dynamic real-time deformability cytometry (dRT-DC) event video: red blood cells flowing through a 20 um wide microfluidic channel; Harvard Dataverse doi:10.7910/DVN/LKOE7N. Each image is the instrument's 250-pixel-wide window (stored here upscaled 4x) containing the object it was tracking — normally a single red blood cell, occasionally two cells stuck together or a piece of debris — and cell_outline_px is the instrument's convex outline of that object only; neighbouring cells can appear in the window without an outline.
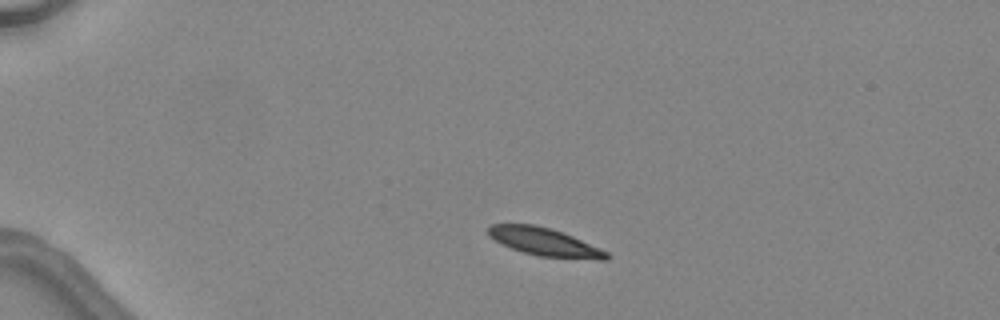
{"species": "common noctule bat (a hibernating species)", "species_latin": "Nyctalus noctula", "temperature_condition": "warm", "stored_images_in_passage": 3, "camera_frame_rate_fps": 3000, "um_per_image_px": 0.085, "animal": {"sex": "female", "body_mass_g": 24.6, "forearm_length_mm": 56.2}, "frame": {"image": 1, "passage_image": 1, "time_ms": 0.0, "image_size_px": [1000, 320], "cell_outline_px": [[612, 256], [608, 260], [596, 260], [536, 256], [512, 248], [488, 236], [488, 224], [536, 224], [552, 228], [572, 236], [600, 248], [608, 252]], "centroid_in_image_um": [46.34, 20.57], "position_along_channel_um": 38.7, "area_um2": 19.42}}
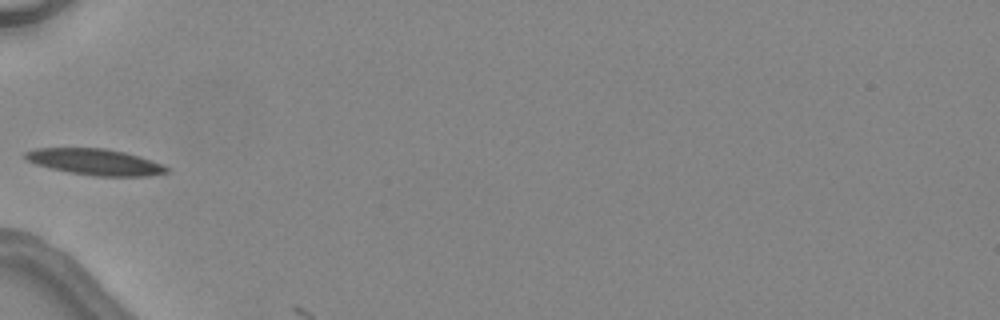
{"frame": {"image": 2, "passage_image": 3, "time_ms": 2.333, "image_size_px": [1000, 320], "cell_outline_px": [[168, 172], [148, 176], [92, 176], [48, 168], [36, 164], [28, 160], [24, 156], [24, 152], [36, 148], [104, 148], [124, 152], [164, 164], [168, 168]], "centroid_in_image_um": [8.07, 13.76], "position_along_channel_um": 76.9, "area_um2": 21.5}}